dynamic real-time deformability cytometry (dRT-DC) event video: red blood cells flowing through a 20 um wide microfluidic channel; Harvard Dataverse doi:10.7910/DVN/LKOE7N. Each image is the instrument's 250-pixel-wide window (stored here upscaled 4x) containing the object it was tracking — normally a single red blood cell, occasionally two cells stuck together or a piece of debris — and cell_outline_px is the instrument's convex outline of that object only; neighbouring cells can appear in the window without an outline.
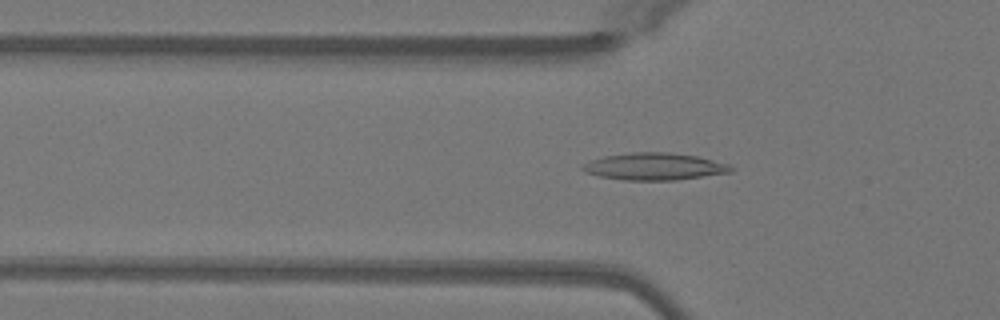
{"species": "Egyptian fruit bat (a non-hibernating species)", "species_latin": "Rousettus aegyptiacus", "temperature_condition": "warm", "stored_images_in_passage": 37, "camera_frame_rate_fps": 3000, "um_per_image_px": 0.085, "animal": {"sex": "female"}, "frame": {"image": 1, "passage_image": 16, "time_ms": 5.0, "image_size_px": [1000, 320], "cell_outline_px": [[736, 168], [732, 172], [676, 180], [624, 180], [600, 176], [584, 172], [580, 168], [580, 164], [604, 156], [632, 152], [668, 152], [696, 156], [728, 164]], "centroid_in_image_um": [55.6, 14.15], "position_along_channel_um": 70.2, "area_um2": 23.47}}
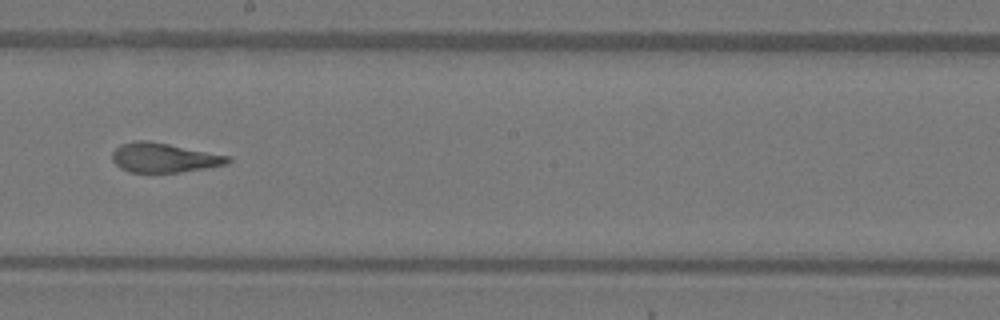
{"frame": {"image": 2, "passage_image": 28, "time_ms": 9.0, "image_size_px": [1000, 320], "cell_outline_px": [[232, 160], [228, 164], [180, 172], [128, 172], [120, 168], [112, 160], [112, 152], [120, 144], [136, 140], [148, 140], [232, 156]], "centroid_in_image_um": [13.94, 13.4], "position_along_channel_um": 234.3, "area_um2": 19.94}}
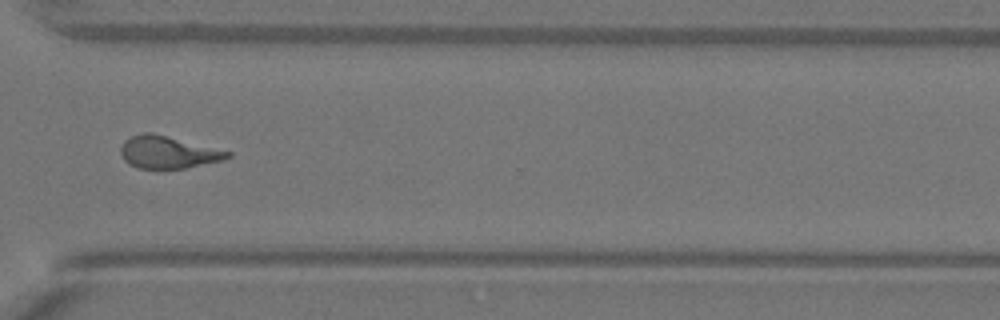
{"frame": {"image": 3, "passage_image": 37, "time_ms": 12.0, "image_size_px": [1000, 320], "cell_outline_px": [[232, 156], [224, 160], [184, 168], [136, 168], [128, 164], [124, 160], [120, 152], [120, 148], [124, 140], [132, 136], [144, 132], [152, 132], [232, 152]], "centroid_in_image_um": [14.26, 12.94], "position_along_channel_um": 356.3, "area_um2": 20.11}}